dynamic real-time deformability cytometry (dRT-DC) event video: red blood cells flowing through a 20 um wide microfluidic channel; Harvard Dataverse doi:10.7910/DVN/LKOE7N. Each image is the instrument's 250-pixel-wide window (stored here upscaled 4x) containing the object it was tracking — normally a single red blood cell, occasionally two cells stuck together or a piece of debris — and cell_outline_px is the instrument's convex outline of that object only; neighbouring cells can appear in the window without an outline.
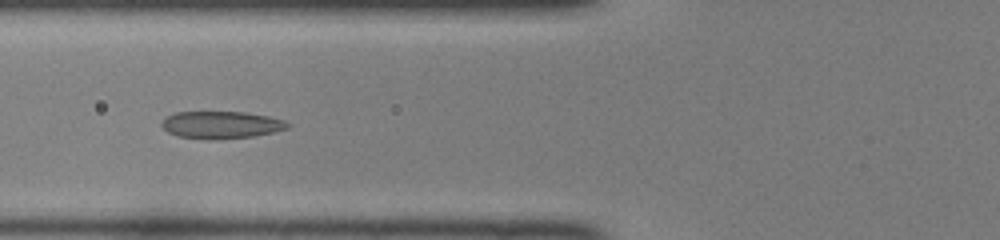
{"species": "common noctule bat (a hibernating species)", "species_latin": "Nyctalus noctula", "temperature_condition": "room temperature", "stored_images_in_passage": 37, "camera_frame_rate_fps": 3000, "um_per_image_px": 0.085, "animal": {"sex": "female", "body_mass_g": 22.0, "forearm_length_mm": 56.7}, "frame": {"image": 1, "passage_image": 8, "time_ms": 2.333, "image_size_px": [1000, 240], "cell_outline_px": [[292, 124], [288, 128], [272, 132], [252, 136], [216, 140], [208, 140], [176, 136], [168, 132], [160, 124], [164, 116], [176, 112], [244, 112], [268, 116], [284, 120]], "centroid_in_image_um": [18.76, 10.61], "position_along_channel_um": 107.0, "area_um2": 20.23}}
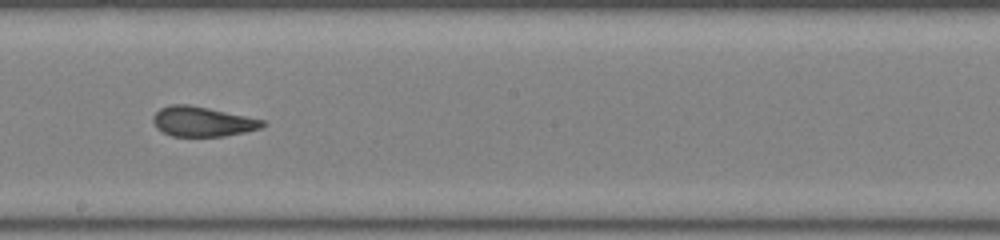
{"frame": {"image": 2, "passage_image": 17, "time_ms": 5.333, "image_size_px": [1000, 240], "cell_outline_px": [[264, 124], [260, 128], [244, 132], [224, 136], [172, 136], [156, 128], [152, 120], [152, 116], [160, 108], [172, 104], [188, 104], [208, 108], [264, 120]], "centroid_in_image_um": [17.15, 10.33], "position_along_channel_um": 231.0, "area_um2": 18.84}}
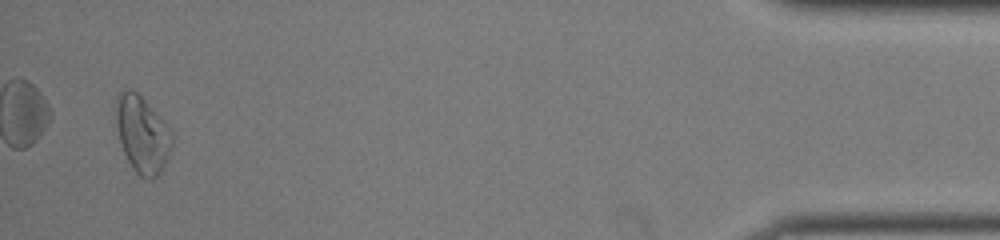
{"frame": {"image": 3, "passage_image": 36, "time_ms": 11.667, "image_size_px": [1000, 240], "cell_outline_px": [[172, 144], [168, 156], [160, 172], [152, 180], [148, 180], [140, 176], [132, 168], [124, 152], [120, 140], [116, 124], [116, 96], [124, 88], [132, 88], [168, 124], [172, 132]], "centroid_in_image_um": [12.09, 11.4], "position_along_channel_um": 423.1, "area_um2": 25.03}, "authors_computed_cell_mechanics": {"area_um2": 19.652, "velocity_mm_per_s": 4.1329, "shape_relaxation_time_tau1_ms": null, "shape_relaxation_time_tau2_ms": 1.609, "deformation_change_tau1": null, "deformation_change_tau2": 0.0945}}